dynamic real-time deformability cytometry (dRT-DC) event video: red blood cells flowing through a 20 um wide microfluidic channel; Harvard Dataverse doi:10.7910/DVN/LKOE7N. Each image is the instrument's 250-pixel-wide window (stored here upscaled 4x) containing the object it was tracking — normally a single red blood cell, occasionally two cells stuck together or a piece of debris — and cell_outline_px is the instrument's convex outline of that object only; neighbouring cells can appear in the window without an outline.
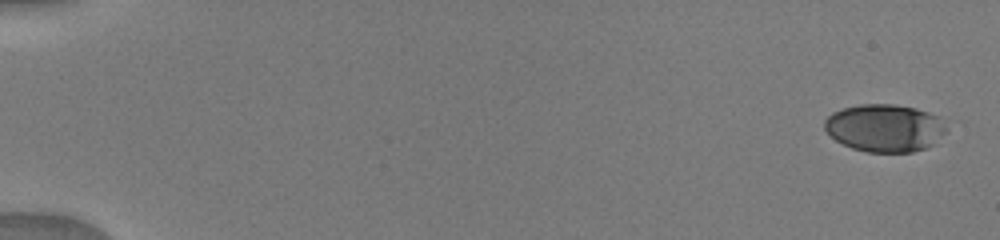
{"species": "human", "species_latin": "Homo sapiens", "temperature_condition": "warm", "stored_images_in_passage": 11, "camera_frame_rate_fps": 3000, "um_per_image_px": 0.085, "donor": {"sex": "male"}, "frame": {"image": 1, "passage_image": 1, "time_ms": 0.0, "image_size_px": [1000, 240], "cell_outline_px": [[948, 132], [932, 144], [924, 148], [912, 152], [868, 152], [852, 148], [836, 140], [824, 128], [824, 120], [832, 112], [844, 108], [860, 104], [892, 104], [916, 108], [940, 116], [948, 128]], "centroid_in_image_um": [75.24, 10.87], "position_along_channel_um": 9.8, "area_um2": 33.93}}
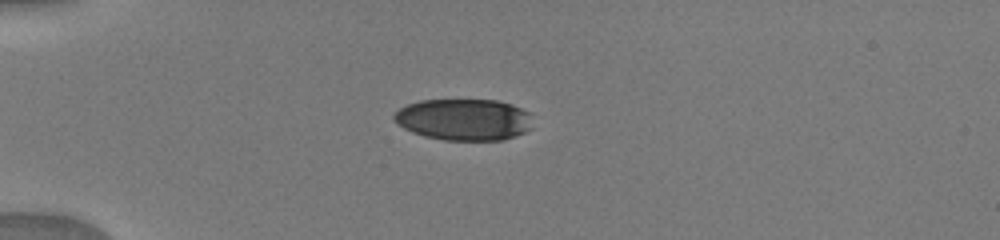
{"frame": {"image": 2, "passage_image": 5, "time_ms": 4.333, "image_size_px": [1000, 240], "cell_outline_px": [[532, 128], [516, 136], [504, 140], [444, 140], [424, 136], [412, 132], [404, 128], [392, 116], [400, 108], [408, 104], [420, 100], [496, 100], [512, 104], [528, 112]], "centroid_in_image_um": [39.44, 10.16], "position_along_channel_um": 45.6, "area_um2": 33.47}}
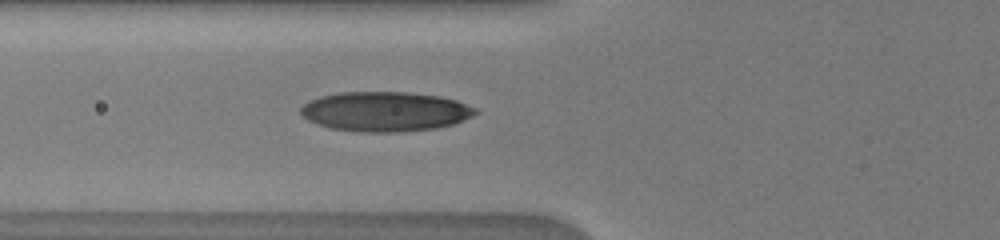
{"frame": {"image": 3, "passage_image": 7, "time_ms": 6.333, "image_size_px": [1000, 240], "cell_outline_px": [[480, 112], [456, 124], [436, 128], [404, 132], [360, 132], [332, 128], [316, 124], [300, 116], [300, 108], [308, 100], [320, 96], [340, 92], [408, 92], [440, 96], [456, 100], [476, 108]], "centroid_in_image_um": [32.74, 9.48], "position_along_channel_um": 93.1, "area_um2": 40.86}}